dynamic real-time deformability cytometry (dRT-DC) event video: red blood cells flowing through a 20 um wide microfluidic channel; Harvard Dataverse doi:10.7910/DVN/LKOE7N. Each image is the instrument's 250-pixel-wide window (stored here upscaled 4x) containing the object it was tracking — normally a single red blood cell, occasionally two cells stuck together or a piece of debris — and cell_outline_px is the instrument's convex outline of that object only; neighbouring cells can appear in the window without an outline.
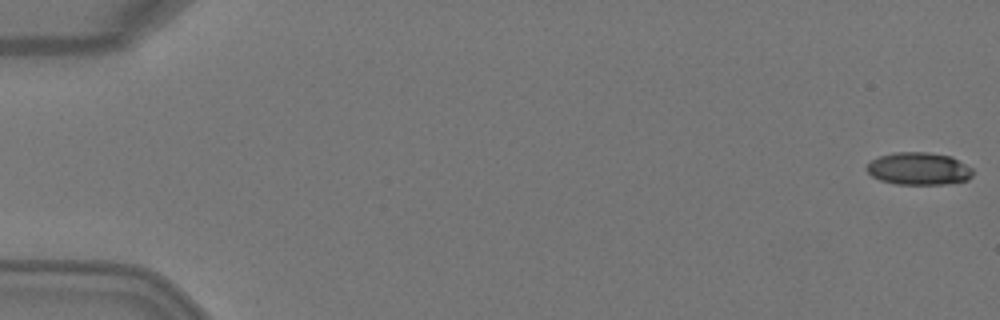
{"species": "Egyptian fruit bat (a non-hibernating species)", "species_latin": "Rousettus aegyptiacus", "temperature_condition": "warm", "stored_images_in_passage": 4, "camera_frame_rate_fps": 3000, "um_per_image_px": 0.085, "animal": {"sex": "female"}, "frame": {"image": 1, "passage_image": 1, "time_ms": 0.0, "image_size_px": [1000, 320], "cell_outline_px": [[972, 176], [968, 180], [944, 184], [896, 184], [880, 180], [872, 176], [864, 168], [872, 160], [880, 156], [896, 152], [928, 152], [952, 156], [972, 168]], "centroid_in_image_um": [78.1, 14.33], "position_along_channel_um": 6.9, "area_um2": 20.11}}
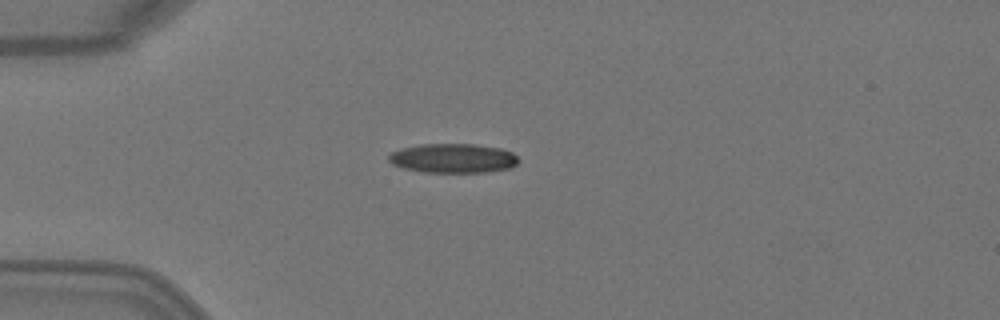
{"frame": {"image": 2, "passage_image": 4, "time_ms": 1.0, "image_size_px": [1000, 320], "cell_outline_px": [[520, 160], [512, 168], [488, 172], [424, 172], [404, 168], [392, 164], [388, 160], [388, 156], [392, 152], [400, 148], [420, 144], [472, 144], [500, 148], [512, 152]], "centroid_in_image_um": [38.52, 13.45], "position_along_channel_um": 46.5, "area_um2": 22.25}}